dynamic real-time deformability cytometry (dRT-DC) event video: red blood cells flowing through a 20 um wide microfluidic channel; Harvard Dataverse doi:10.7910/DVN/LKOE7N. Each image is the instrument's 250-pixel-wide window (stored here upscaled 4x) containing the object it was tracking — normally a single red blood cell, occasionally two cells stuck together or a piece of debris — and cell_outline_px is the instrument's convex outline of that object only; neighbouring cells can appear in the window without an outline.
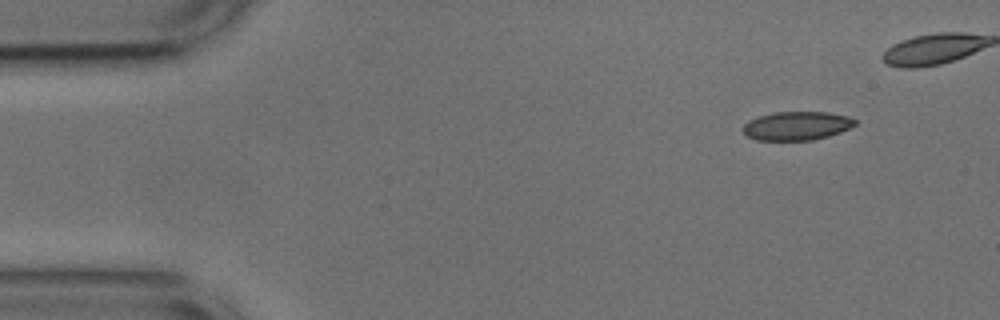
{"species": "common noctule bat (a hibernating species)", "species_latin": "Nyctalus noctula", "temperature_condition": "cold", "stored_images_in_passage": 34, "camera_frame_rate_fps": 3000, "um_per_image_px": 0.085, "animal": {"sex": "male", "body_mass_g": 17.9, "forearm_length_mm": 54.2}, "frame": {"image": 1, "passage_image": 1, "time_ms": 0.0, "image_size_px": [1000, 320], "cell_outline_px": [[856, 124], [840, 132], [828, 136], [812, 140], [756, 140], [748, 136], [744, 132], [744, 124], [748, 120], [760, 116], [776, 112], [828, 112], [848, 116], [856, 120]], "centroid_in_image_um": [67.73, 10.69], "position_along_channel_um": 17.3, "area_um2": 18.55}}